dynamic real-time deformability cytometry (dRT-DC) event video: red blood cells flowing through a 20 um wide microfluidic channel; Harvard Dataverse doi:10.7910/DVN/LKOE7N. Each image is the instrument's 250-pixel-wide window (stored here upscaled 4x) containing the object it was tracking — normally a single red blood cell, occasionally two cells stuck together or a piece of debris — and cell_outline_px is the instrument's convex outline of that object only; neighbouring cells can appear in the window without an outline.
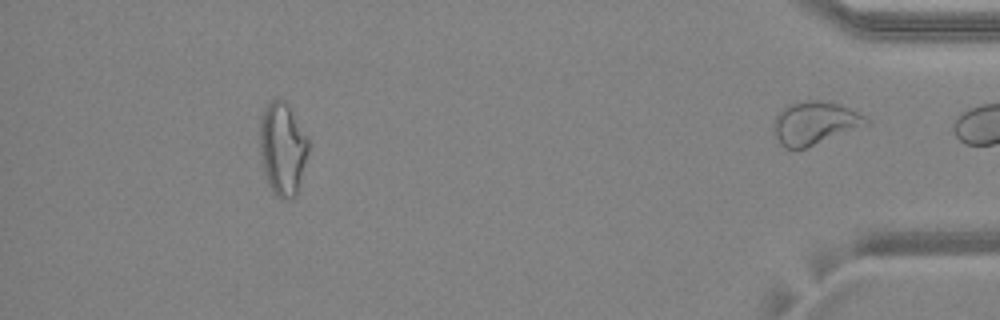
{"species": "common noctule bat (a hibernating species)", "species_latin": "Nyctalus noctula", "temperature_condition": "warm", "stored_images_in_passage": 46, "segment_of_instrument_passage": [2, 2], "camera_frame_rate_fps": 3000, "um_per_image_px": 0.085, "animal": {"sex": "female", "body_mass_g": 24.6, "forearm_length_mm": 56.2}, "frame": {"image": 1, "passage_image": 46, "time_ms": 15.0, "image_size_px": [1000, 320], "cell_outline_px": [[868, 124], [804, 148], [784, 148], [780, 144], [776, 136], [776, 116], [788, 104], [808, 100], [820, 100], [840, 104], [864, 116], [868, 120]], "centroid_in_image_um": [69.25, 10.44], "position_along_channel_um": 365.9, "area_um2": 22.37}}